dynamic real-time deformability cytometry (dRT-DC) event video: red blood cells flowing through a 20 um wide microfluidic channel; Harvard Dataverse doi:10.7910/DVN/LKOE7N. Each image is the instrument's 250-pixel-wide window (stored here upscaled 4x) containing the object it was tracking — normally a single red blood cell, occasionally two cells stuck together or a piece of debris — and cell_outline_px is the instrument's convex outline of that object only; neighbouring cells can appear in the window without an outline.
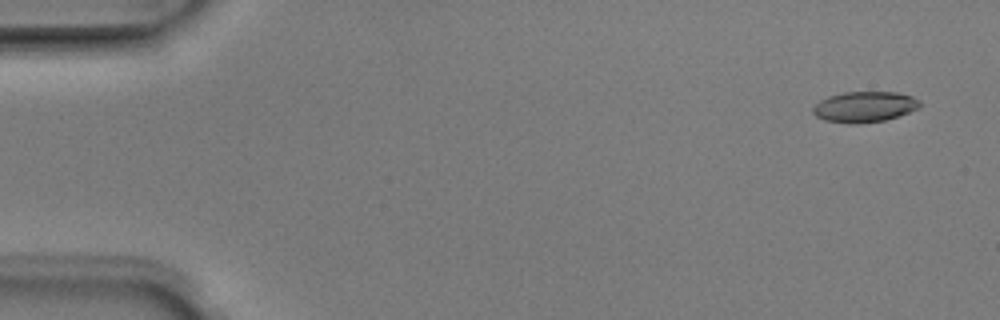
{"species": "Egyptian fruit bat (a non-hibernating species)", "species_latin": "Rousettus aegyptiacus", "temperature_condition": "room temperature", "stored_images_in_passage": 2, "camera_frame_rate_fps": 3000, "um_per_image_px": 0.085, "animal": {"sex": "male"}, "frame": {"image": 1, "passage_image": 2, "time_ms": 0.333, "image_size_px": [1000, 320], "cell_outline_px": [[920, 108], [884, 120], [856, 124], [848, 124], [824, 120], [816, 116], [812, 112], [812, 108], [820, 100], [828, 96], [844, 92], [896, 92], [912, 96], [920, 100]], "centroid_in_image_um": [73.46, 9.08], "position_along_channel_um": 11.5, "area_um2": 19.13}}